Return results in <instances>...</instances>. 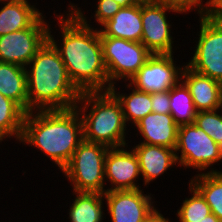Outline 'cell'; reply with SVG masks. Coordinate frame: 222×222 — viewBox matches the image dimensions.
<instances>
[{
	"instance_id": "obj_1",
	"label": "cell",
	"mask_w": 222,
	"mask_h": 222,
	"mask_svg": "<svg viewBox=\"0 0 222 222\" xmlns=\"http://www.w3.org/2000/svg\"><path fill=\"white\" fill-rule=\"evenodd\" d=\"M67 9L64 14L53 12L54 20L58 21V32L62 34L60 41L55 39L51 24L48 40L59 52L70 80L81 93L109 91L100 30L90 24L92 19L87 18L84 10L75 3L70 2Z\"/></svg>"
},
{
	"instance_id": "obj_2",
	"label": "cell",
	"mask_w": 222,
	"mask_h": 222,
	"mask_svg": "<svg viewBox=\"0 0 222 222\" xmlns=\"http://www.w3.org/2000/svg\"><path fill=\"white\" fill-rule=\"evenodd\" d=\"M83 141L78 110H36L25 114L20 143L38 148L61 171Z\"/></svg>"
},
{
	"instance_id": "obj_3",
	"label": "cell",
	"mask_w": 222,
	"mask_h": 222,
	"mask_svg": "<svg viewBox=\"0 0 222 222\" xmlns=\"http://www.w3.org/2000/svg\"><path fill=\"white\" fill-rule=\"evenodd\" d=\"M28 112L76 106L81 92L69 78L59 52L47 39L26 66Z\"/></svg>"
},
{
	"instance_id": "obj_4",
	"label": "cell",
	"mask_w": 222,
	"mask_h": 222,
	"mask_svg": "<svg viewBox=\"0 0 222 222\" xmlns=\"http://www.w3.org/2000/svg\"><path fill=\"white\" fill-rule=\"evenodd\" d=\"M75 108L82 119L83 140L109 148L130 143L121 104L110 91L82 92Z\"/></svg>"
},
{
	"instance_id": "obj_5",
	"label": "cell",
	"mask_w": 222,
	"mask_h": 222,
	"mask_svg": "<svg viewBox=\"0 0 222 222\" xmlns=\"http://www.w3.org/2000/svg\"><path fill=\"white\" fill-rule=\"evenodd\" d=\"M109 147L83 140L61 170L76 192H106L105 158Z\"/></svg>"
},
{
	"instance_id": "obj_6",
	"label": "cell",
	"mask_w": 222,
	"mask_h": 222,
	"mask_svg": "<svg viewBox=\"0 0 222 222\" xmlns=\"http://www.w3.org/2000/svg\"><path fill=\"white\" fill-rule=\"evenodd\" d=\"M100 41L110 86L128 82L152 56L141 42L107 37L101 31Z\"/></svg>"
},
{
	"instance_id": "obj_7",
	"label": "cell",
	"mask_w": 222,
	"mask_h": 222,
	"mask_svg": "<svg viewBox=\"0 0 222 222\" xmlns=\"http://www.w3.org/2000/svg\"><path fill=\"white\" fill-rule=\"evenodd\" d=\"M218 149V144L195 123L179 126L175 148L178 167L194 168L198 174L221 172L213 168L220 162Z\"/></svg>"
},
{
	"instance_id": "obj_8",
	"label": "cell",
	"mask_w": 222,
	"mask_h": 222,
	"mask_svg": "<svg viewBox=\"0 0 222 222\" xmlns=\"http://www.w3.org/2000/svg\"><path fill=\"white\" fill-rule=\"evenodd\" d=\"M199 32L191 60L185 64L197 73L222 83V22L198 15Z\"/></svg>"
},
{
	"instance_id": "obj_9",
	"label": "cell",
	"mask_w": 222,
	"mask_h": 222,
	"mask_svg": "<svg viewBox=\"0 0 222 222\" xmlns=\"http://www.w3.org/2000/svg\"><path fill=\"white\" fill-rule=\"evenodd\" d=\"M167 12L184 14L169 1H141L142 38L141 43L152 54H173L172 24ZM167 15V16H166ZM172 32V34H171Z\"/></svg>"
},
{
	"instance_id": "obj_10",
	"label": "cell",
	"mask_w": 222,
	"mask_h": 222,
	"mask_svg": "<svg viewBox=\"0 0 222 222\" xmlns=\"http://www.w3.org/2000/svg\"><path fill=\"white\" fill-rule=\"evenodd\" d=\"M45 18L42 15L31 27L0 36V62L26 67L48 39L50 22Z\"/></svg>"
},
{
	"instance_id": "obj_11",
	"label": "cell",
	"mask_w": 222,
	"mask_h": 222,
	"mask_svg": "<svg viewBox=\"0 0 222 222\" xmlns=\"http://www.w3.org/2000/svg\"><path fill=\"white\" fill-rule=\"evenodd\" d=\"M175 62L174 54H152L128 83L147 93L170 90L181 80L185 66H177Z\"/></svg>"
},
{
	"instance_id": "obj_12",
	"label": "cell",
	"mask_w": 222,
	"mask_h": 222,
	"mask_svg": "<svg viewBox=\"0 0 222 222\" xmlns=\"http://www.w3.org/2000/svg\"><path fill=\"white\" fill-rule=\"evenodd\" d=\"M147 194L144 189L106 191L103 197L111 222H143L158 208Z\"/></svg>"
},
{
	"instance_id": "obj_13",
	"label": "cell",
	"mask_w": 222,
	"mask_h": 222,
	"mask_svg": "<svg viewBox=\"0 0 222 222\" xmlns=\"http://www.w3.org/2000/svg\"><path fill=\"white\" fill-rule=\"evenodd\" d=\"M104 172L106 185L110 183L106 191L142 189L139 186L141 184L137 183L141 175L139 160L130 145L126 148L125 146L109 148L105 158Z\"/></svg>"
},
{
	"instance_id": "obj_14",
	"label": "cell",
	"mask_w": 222,
	"mask_h": 222,
	"mask_svg": "<svg viewBox=\"0 0 222 222\" xmlns=\"http://www.w3.org/2000/svg\"><path fill=\"white\" fill-rule=\"evenodd\" d=\"M137 135H141L142 141L148 145L163 146L175 149L179 126L175 123L173 116L163 113L151 112L135 125ZM139 133V134H138Z\"/></svg>"
},
{
	"instance_id": "obj_15",
	"label": "cell",
	"mask_w": 222,
	"mask_h": 222,
	"mask_svg": "<svg viewBox=\"0 0 222 222\" xmlns=\"http://www.w3.org/2000/svg\"><path fill=\"white\" fill-rule=\"evenodd\" d=\"M135 145L132 149L138 157L140 176L143 177L142 181L144 180L142 184L146 187L174 165L178 166L175 149L145 143Z\"/></svg>"
},
{
	"instance_id": "obj_16",
	"label": "cell",
	"mask_w": 222,
	"mask_h": 222,
	"mask_svg": "<svg viewBox=\"0 0 222 222\" xmlns=\"http://www.w3.org/2000/svg\"><path fill=\"white\" fill-rule=\"evenodd\" d=\"M181 80L188 87L197 111L220 108L222 83L184 66Z\"/></svg>"
},
{
	"instance_id": "obj_17",
	"label": "cell",
	"mask_w": 222,
	"mask_h": 222,
	"mask_svg": "<svg viewBox=\"0 0 222 222\" xmlns=\"http://www.w3.org/2000/svg\"><path fill=\"white\" fill-rule=\"evenodd\" d=\"M0 36L31 27L44 13L30 0H0ZM41 11V12H40Z\"/></svg>"
},
{
	"instance_id": "obj_18",
	"label": "cell",
	"mask_w": 222,
	"mask_h": 222,
	"mask_svg": "<svg viewBox=\"0 0 222 222\" xmlns=\"http://www.w3.org/2000/svg\"><path fill=\"white\" fill-rule=\"evenodd\" d=\"M100 27L99 30L107 37L141 42V2L136 5L122 7L111 19Z\"/></svg>"
},
{
	"instance_id": "obj_19",
	"label": "cell",
	"mask_w": 222,
	"mask_h": 222,
	"mask_svg": "<svg viewBox=\"0 0 222 222\" xmlns=\"http://www.w3.org/2000/svg\"><path fill=\"white\" fill-rule=\"evenodd\" d=\"M0 93L28 112L26 67L0 62Z\"/></svg>"
},
{
	"instance_id": "obj_20",
	"label": "cell",
	"mask_w": 222,
	"mask_h": 222,
	"mask_svg": "<svg viewBox=\"0 0 222 222\" xmlns=\"http://www.w3.org/2000/svg\"><path fill=\"white\" fill-rule=\"evenodd\" d=\"M124 86L123 88H127V91L131 90V92L121 93L115 84L110 86L109 91L120 102L126 124L130 126L129 123H131L132 126L152 112L151 93L139 91L128 82H125Z\"/></svg>"
},
{
	"instance_id": "obj_21",
	"label": "cell",
	"mask_w": 222,
	"mask_h": 222,
	"mask_svg": "<svg viewBox=\"0 0 222 222\" xmlns=\"http://www.w3.org/2000/svg\"><path fill=\"white\" fill-rule=\"evenodd\" d=\"M73 203L69 206V222H103L105 202L103 194L72 191Z\"/></svg>"
},
{
	"instance_id": "obj_22",
	"label": "cell",
	"mask_w": 222,
	"mask_h": 222,
	"mask_svg": "<svg viewBox=\"0 0 222 222\" xmlns=\"http://www.w3.org/2000/svg\"><path fill=\"white\" fill-rule=\"evenodd\" d=\"M188 181L205 199L211 212L222 221V171L199 173Z\"/></svg>"
},
{
	"instance_id": "obj_23",
	"label": "cell",
	"mask_w": 222,
	"mask_h": 222,
	"mask_svg": "<svg viewBox=\"0 0 222 222\" xmlns=\"http://www.w3.org/2000/svg\"><path fill=\"white\" fill-rule=\"evenodd\" d=\"M26 112L12 99L0 93V141H20Z\"/></svg>"
},
{
	"instance_id": "obj_24",
	"label": "cell",
	"mask_w": 222,
	"mask_h": 222,
	"mask_svg": "<svg viewBox=\"0 0 222 222\" xmlns=\"http://www.w3.org/2000/svg\"><path fill=\"white\" fill-rule=\"evenodd\" d=\"M170 114L178 126L193 124L197 115L192 96L185 83L180 80L169 90Z\"/></svg>"
},
{
	"instance_id": "obj_25",
	"label": "cell",
	"mask_w": 222,
	"mask_h": 222,
	"mask_svg": "<svg viewBox=\"0 0 222 222\" xmlns=\"http://www.w3.org/2000/svg\"><path fill=\"white\" fill-rule=\"evenodd\" d=\"M191 197L185 198L177 210L178 222H201L207 215L211 214V208L202 195L188 183Z\"/></svg>"
},
{
	"instance_id": "obj_26",
	"label": "cell",
	"mask_w": 222,
	"mask_h": 222,
	"mask_svg": "<svg viewBox=\"0 0 222 222\" xmlns=\"http://www.w3.org/2000/svg\"><path fill=\"white\" fill-rule=\"evenodd\" d=\"M194 123L218 145L222 143V111H220V108L198 111Z\"/></svg>"
},
{
	"instance_id": "obj_27",
	"label": "cell",
	"mask_w": 222,
	"mask_h": 222,
	"mask_svg": "<svg viewBox=\"0 0 222 222\" xmlns=\"http://www.w3.org/2000/svg\"><path fill=\"white\" fill-rule=\"evenodd\" d=\"M97 4L95 13H92L91 18H94V22L98 29L109 19H111L122 7L114 0H96Z\"/></svg>"
},
{
	"instance_id": "obj_28",
	"label": "cell",
	"mask_w": 222,
	"mask_h": 222,
	"mask_svg": "<svg viewBox=\"0 0 222 222\" xmlns=\"http://www.w3.org/2000/svg\"><path fill=\"white\" fill-rule=\"evenodd\" d=\"M152 112L155 113H170L169 90L163 92L151 93Z\"/></svg>"
},
{
	"instance_id": "obj_29",
	"label": "cell",
	"mask_w": 222,
	"mask_h": 222,
	"mask_svg": "<svg viewBox=\"0 0 222 222\" xmlns=\"http://www.w3.org/2000/svg\"><path fill=\"white\" fill-rule=\"evenodd\" d=\"M175 7L182 10L185 15L190 12L197 11L196 14L204 15V0H169Z\"/></svg>"
},
{
	"instance_id": "obj_30",
	"label": "cell",
	"mask_w": 222,
	"mask_h": 222,
	"mask_svg": "<svg viewBox=\"0 0 222 222\" xmlns=\"http://www.w3.org/2000/svg\"><path fill=\"white\" fill-rule=\"evenodd\" d=\"M206 15L213 20L222 22V0H215Z\"/></svg>"
},
{
	"instance_id": "obj_31",
	"label": "cell",
	"mask_w": 222,
	"mask_h": 222,
	"mask_svg": "<svg viewBox=\"0 0 222 222\" xmlns=\"http://www.w3.org/2000/svg\"><path fill=\"white\" fill-rule=\"evenodd\" d=\"M143 222H171L168 217H164V215L159 211V209H155Z\"/></svg>"
},
{
	"instance_id": "obj_32",
	"label": "cell",
	"mask_w": 222,
	"mask_h": 222,
	"mask_svg": "<svg viewBox=\"0 0 222 222\" xmlns=\"http://www.w3.org/2000/svg\"><path fill=\"white\" fill-rule=\"evenodd\" d=\"M114 1L118 3L121 7L136 5L141 2V0H114Z\"/></svg>"
},
{
	"instance_id": "obj_33",
	"label": "cell",
	"mask_w": 222,
	"mask_h": 222,
	"mask_svg": "<svg viewBox=\"0 0 222 222\" xmlns=\"http://www.w3.org/2000/svg\"><path fill=\"white\" fill-rule=\"evenodd\" d=\"M201 222H222V221H220L215 214L211 213L207 215Z\"/></svg>"
},
{
	"instance_id": "obj_34",
	"label": "cell",
	"mask_w": 222,
	"mask_h": 222,
	"mask_svg": "<svg viewBox=\"0 0 222 222\" xmlns=\"http://www.w3.org/2000/svg\"><path fill=\"white\" fill-rule=\"evenodd\" d=\"M214 2L215 0H206V2L204 3V15H206L207 12L211 9Z\"/></svg>"
},
{
	"instance_id": "obj_35",
	"label": "cell",
	"mask_w": 222,
	"mask_h": 222,
	"mask_svg": "<svg viewBox=\"0 0 222 222\" xmlns=\"http://www.w3.org/2000/svg\"><path fill=\"white\" fill-rule=\"evenodd\" d=\"M218 150H219V156H220V162H222L221 160H222V143H220L219 145H218Z\"/></svg>"
},
{
	"instance_id": "obj_36",
	"label": "cell",
	"mask_w": 222,
	"mask_h": 222,
	"mask_svg": "<svg viewBox=\"0 0 222 222\" xmlns=\"http://www.w3.org/2000/svg\"><path fill=\"white\" fill-rule=\"evenodd\" d=\"M143 2H150V1H169V0H141Z\"/></svg>"
},
{
	"instance_id": "obj_37",
	"label": "cell",
	"mask_w": 222,
	"mask_h": 222,
	"mask_svg": "<svg viewBox=\"0 0 222 222\" xmlns=\"http://www.w3.org/2000/svg\"><path fill=\"white\" fill-rule=\"evenodd\" d=\"M220 110L222 111V94H221Z\"/></svg>"
}]
</instances>
